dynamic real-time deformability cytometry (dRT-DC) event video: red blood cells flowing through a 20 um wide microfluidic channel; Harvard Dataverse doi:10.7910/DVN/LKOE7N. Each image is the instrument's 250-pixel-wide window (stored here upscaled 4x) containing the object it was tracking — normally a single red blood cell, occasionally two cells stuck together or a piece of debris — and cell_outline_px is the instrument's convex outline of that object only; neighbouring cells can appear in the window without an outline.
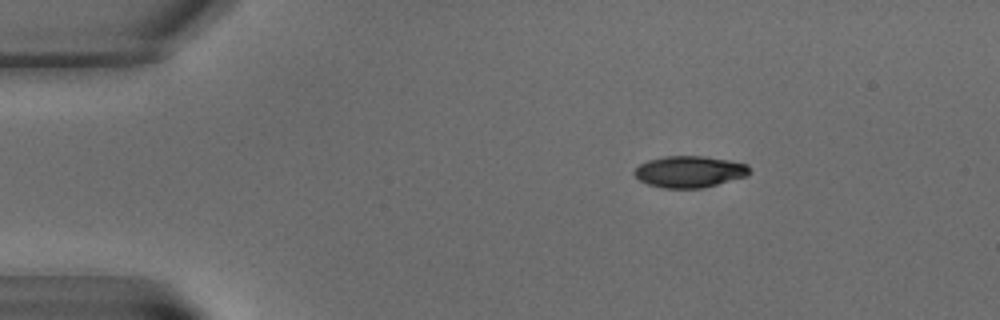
{"species": "common noctule bat (a hibernating species)", "species_latin": "Nyctalus noctula", "temperature_condition": "warm", "stored_images_in_passage": 12, "camera_frame_rate_fps": 3000, "um_per_image_px": 0.085, "animal": {"sex": "male", "body_mass_g": 15.6}, "frame": {"image": 1, "passage_image": 4, "time_ms": 3.333, "image_size_px": [1000, 320], "cell_outline_px": [[752, 172], [748, 176], [700, 188], [664, 188], [648, 184], [640, 180], [632, 172], [640, 164], [648, 160], [664, 156], [704, 156], [728, 160], [748, 164]], "centroid_in_image_um": [58.63, 14.58], "position_along_channel_um": 26.4, "area_um2": 21.15}}
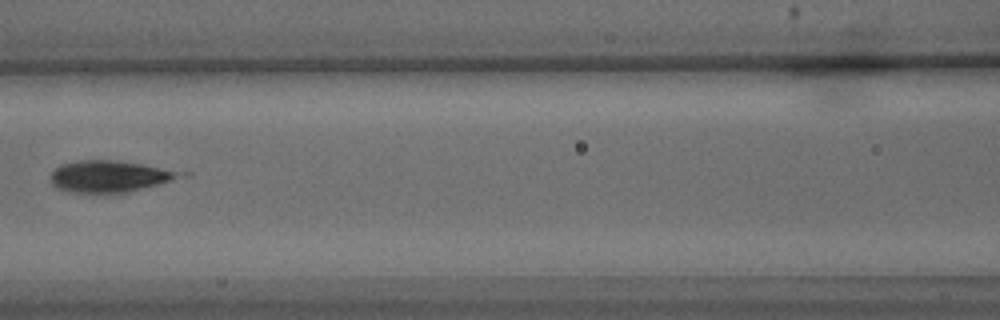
{"frame": {"image": 2, "passage_image": 9, "time_ms": 10.333, "image_size_px": [1000, 320], "cell_outline_px": [[192, 176], [112, 196], [72, 192], [56, 188], [52, 184], [52, 172], [60, 164], [76, 160], [116, 160], [192, 172]], "centroid_in_image_um": [9.45, 15.02], "position_along_channel_um": 157.2, "area_um2": 25.09}}
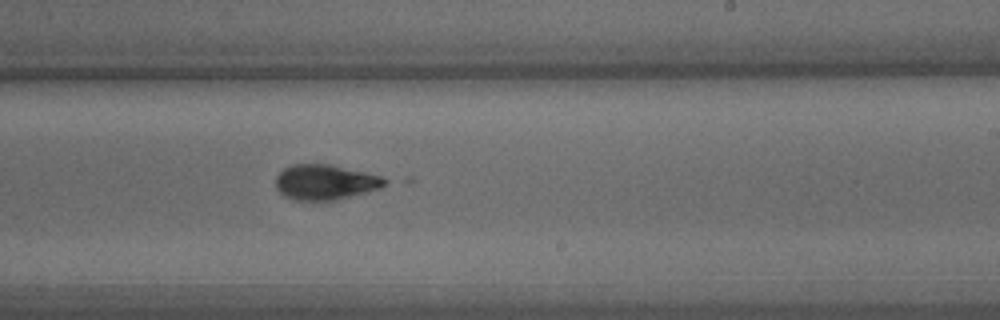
{"frame": {"image": 3, "passage_image": 12, "time_ms": 14.0, "image_size_px": [1000, 320], "cell_outline_px": [[392, 180], [380, 188], [336, 200], [296, 200], [284, 196], [276, 188], [276, 176], [284, 168], [292, 164], [328, 164], [384, 176]], "centroid_in_image_um": [27.68, 15.48], "position_along_channel_um": 261.3, "area_um2": 22.43}}